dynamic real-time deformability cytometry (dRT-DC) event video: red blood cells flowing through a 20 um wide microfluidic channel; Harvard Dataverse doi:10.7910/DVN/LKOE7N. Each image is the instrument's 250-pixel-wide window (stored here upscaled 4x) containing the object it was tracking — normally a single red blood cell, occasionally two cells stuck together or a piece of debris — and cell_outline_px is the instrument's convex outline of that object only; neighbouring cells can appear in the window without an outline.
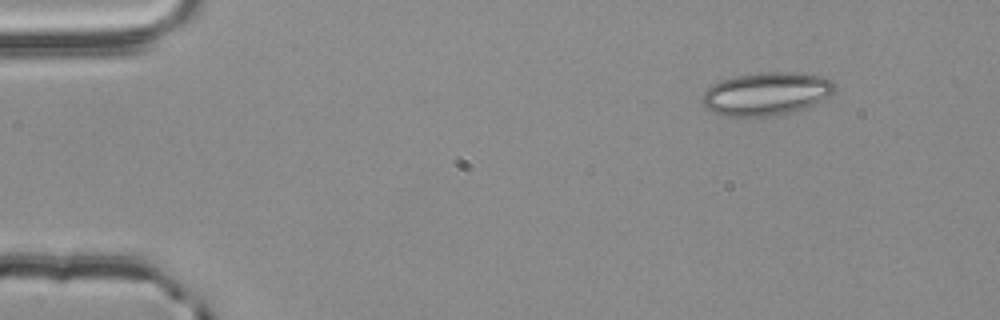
{"species": "common noctule bat (a hibernating species)", "species_latin": "Nyctalus noctula", "temperature_condition": "room temperature", "stored_images_in_passage": 49, "camera_frame_rate_fps": 3000, "um_per_image_px": 0.085, "animal": {"sex": "male", "body_mass_g": 20.4}, "frame": {"image": 1, "passage_image": 1, "time_ms": 0.0, "image_size_px": [1000, 320], "cell_outline_px": [[836, 88], [828, 96], [812, 104], [788, 112], [772, 116], [720, 116], [704, 108], [700, 100], [704, 92], [712, 84], [720, 80], [736, 76], [756, 72], [796, 72], [824, 76], [832, 80], [836, 84]], "centroid_in_image_um": [65.08, 7.95], "position_along_channel_um": 19.9, "area_um2": 33.35}}
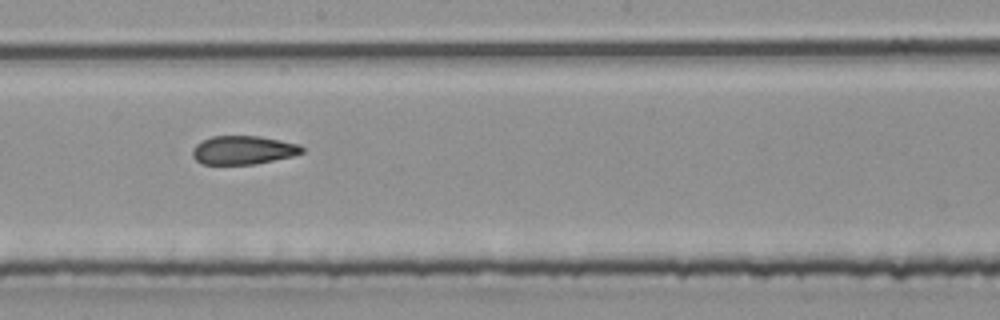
{"frame": {"image": 2, "passage_image": 25, "time_ms": 8.0, "image_size_px": [1000, 320], "cell_outline_px": [[304, 152], [292, 156], [252, 164], [200, 164], [192, 156], [192, 148], [196, 144], [212, 136], [260, 136], [300, 144], [304, 148]], "centroid_in_image_um": [20.66, 12.75], "position_along_channel_um": 227.5, "area_um2": 18.21}}
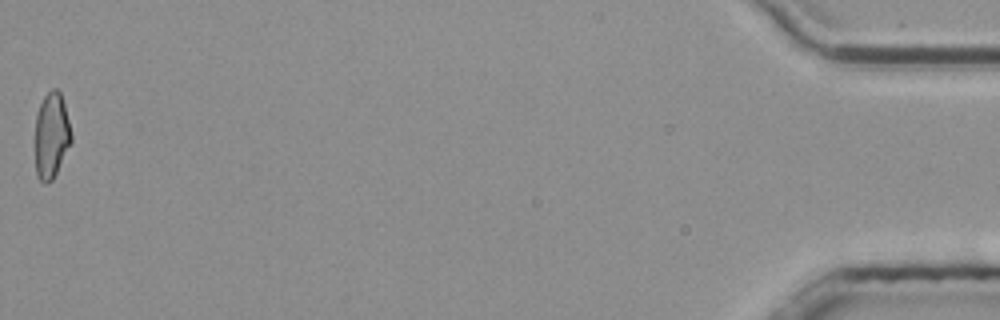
{"frame": {"image": 3, "passage_image": 49, "time_ms": 16.0, "image_size_px": [1000, 320], "cell_outline_px": [[72, 140], [52, 180], [44, 184], [36, 176], [36, 116], [40, 104], [44, 96], [52, 88], [56, 88], [60, 92], [64, 104], [72, 136]], "centroid_in_image_um": [4.37, 11.51], "position_along_channel_um": 430.8, "area_um2": 17.74}, "authors_computed_cell_mechanics": {"area_um2": 19.074, "velocity_mm_per_s": 3.8304, "shape_relaxation_time_tau1_ms": null, "shape_relaxation_time_tau2_ms": 3.7679, "deformation_change_tau1": null, "deformation_change_tau2": 0.117}}